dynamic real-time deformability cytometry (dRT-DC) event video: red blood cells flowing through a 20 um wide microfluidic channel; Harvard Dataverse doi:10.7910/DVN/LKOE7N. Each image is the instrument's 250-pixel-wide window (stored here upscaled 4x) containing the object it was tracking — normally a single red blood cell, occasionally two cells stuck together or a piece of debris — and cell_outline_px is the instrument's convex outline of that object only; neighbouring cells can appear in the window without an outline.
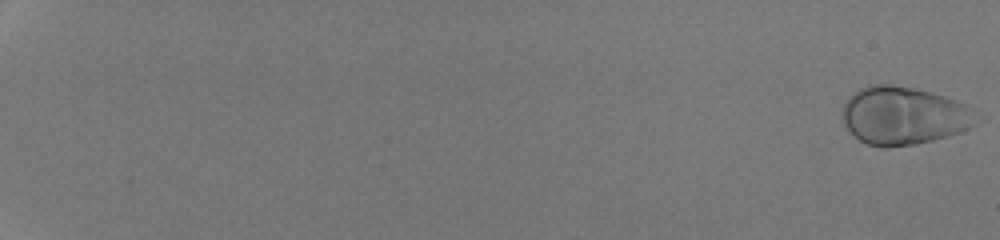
{"species": "human", "species_latin": "Homo sapiens", "temperature_condition": "room temperature", "stored_images_in_passage": 53, "camera_frame_rate_fps": 3000, "um_per_image_px": 0.085, "donor": {"sex": "male"}, "frame": {"image": 1, "passage_image": 1, "time_ms": 0.0, "image_size_px": [1000, 240], "cell_outline_px": [[968, 128], [960, 132], [932, 140], [916, 144], [888, 148], [884, 148], [868, 144], [860, 140], [844, 124], [840, 112], [848, 96], [860, 88], [868, 84], [888, 84], [912, 88], [928, 92], [956, 100], [964, 104]], "centroid_in_image_um": [76.6, 9.83], "position_along_channel_um": 8.4, "area_um2": 43.93}}
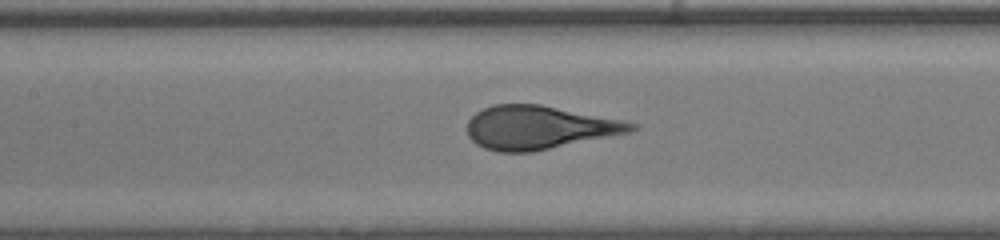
{"frame": {"image": 2, "passage_image": 30, "time_ms": 9.667, "image_size_px": [1000, 240], "cell_outline_px": [[640, 128], [632, 132], [532, 152], [500, 152], [484, 148], [476, 144], [468, 136], [468, 120], [476, 112], [492, 104], [540, 104], [640, 124]], "centroid_in_image_um": [45.82, 10.84], "position_along_channel_um": 161.6, "area_um2": 41.5}}
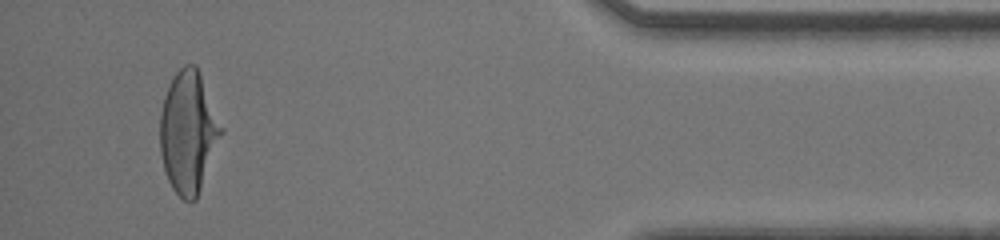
{"frame": {"image": 3, "passage_image": 51, "time_ms": 16.667, "image_size_px": [1000, 240], "cell_outline_px": [[224, 132], [196, 200], [184, 200], [172, 188], [168, 180], [164, 168], [160, 152], [160, 112], [164, 96], [176, 72], [184, 64], [196, 64], [224, 128]], "centroid_in_image_um": [16.02, 11.22], "position_along_channel_um": 419.2, "area_um2": 43.52}}